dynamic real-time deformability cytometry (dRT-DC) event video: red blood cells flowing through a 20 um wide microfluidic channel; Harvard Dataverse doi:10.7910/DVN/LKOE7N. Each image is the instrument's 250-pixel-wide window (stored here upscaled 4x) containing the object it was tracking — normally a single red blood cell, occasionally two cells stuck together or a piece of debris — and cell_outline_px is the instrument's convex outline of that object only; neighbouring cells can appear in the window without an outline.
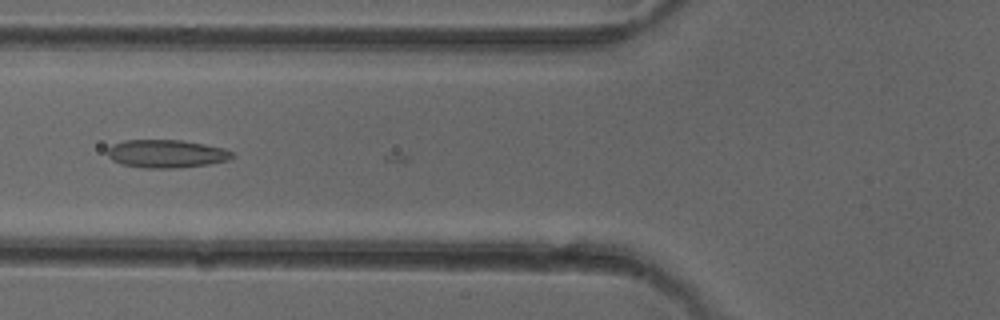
{"species": "common noctule bat (a hibernating species)", "species_latin": "Nyctalus noctula", "temperature_condition": "cold", "stored_images_in_passage": 5, "camera_frame_rate_fps": 3000, "um_per_image_px": 0.085, "animal": {"sex": "female"}, "frame": {"image": 1, "passage_image": 5, "time_ms": 4.667, "image_size_px": [1000, 320], "cell_outline_px": [[236, 156], [228, 160], [208, 164], [176, 168], [144, 168], [124, 164], [112, 160], [108, 156], [108, 148], [112, 144], [124, 140], [180, 140], [204, 144], [224, 148], [232, 152]], "centroid_in_image_um": [14.15, 13.06], "position_along_channel_um": 111.6, "area_um2": 20.35}}